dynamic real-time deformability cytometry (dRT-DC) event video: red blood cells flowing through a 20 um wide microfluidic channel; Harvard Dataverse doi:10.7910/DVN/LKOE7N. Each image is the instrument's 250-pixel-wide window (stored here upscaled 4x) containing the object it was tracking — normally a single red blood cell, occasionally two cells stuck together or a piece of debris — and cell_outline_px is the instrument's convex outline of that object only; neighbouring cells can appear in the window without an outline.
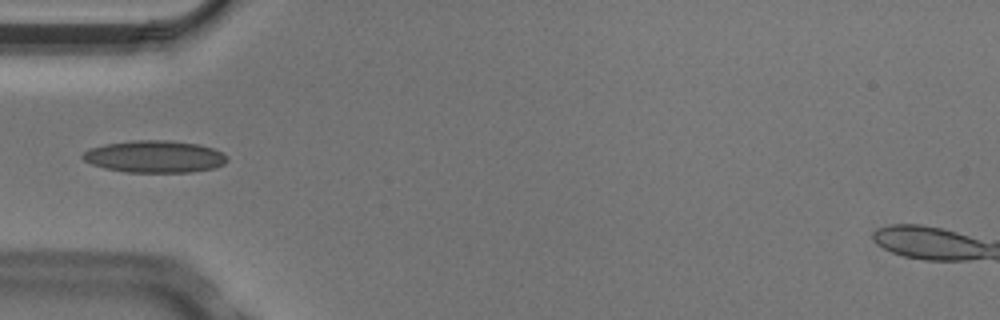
{"species": "Egyptian fruit bat (a non-hibernating species)", "species_latin": "Rousettus aegyptiacus", "temperature_condition": "cold", "stored_images_in_passage": 4, "camera_frame_rate_fps": 3000, "um_per_image_px": 0.085, "animal": {"sex": "male"}, "frame": {"image": 1, "passage_image": 4, "time_ms": 1.0, "image_size_px": [1000, 320], "cell_outline_px": [[228, 160], [224, 164], [216, 168], [192, 172], [124, 172], [104, 168], [92, 164], [84, 160], [80, 156], [84, 152], [92, 148], [104, 144], [132, 140], [168, 140], [200, 144], [212, 148], [228, 156]], "centroid_in_image_um": [13.16, 13.31], "position_along_channel_um": 71.8, "area_um2": 27.17}}